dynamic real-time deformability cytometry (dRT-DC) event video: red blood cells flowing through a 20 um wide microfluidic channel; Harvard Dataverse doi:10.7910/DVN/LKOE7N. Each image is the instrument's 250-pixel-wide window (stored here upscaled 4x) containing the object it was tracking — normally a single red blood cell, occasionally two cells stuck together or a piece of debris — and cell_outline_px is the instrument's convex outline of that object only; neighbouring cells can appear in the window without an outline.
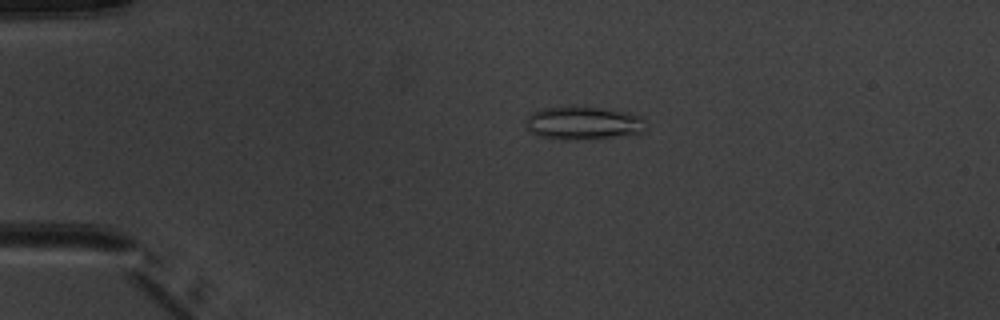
{"species": "common noctule bat (a hibernating species)", "species_latin": "Nyctalus noctula", "temperature_condition": "warm", "stored_images_in_passage": 5, "camera_frame_rate_fps": 3000, "um_per_image_px": 0.085, "animal": {"sex": "male", "body_mass_g": 20.1, "forearm_length_mm": 53.5}, "frame": {"image": 1, "passage_image": 4, "time_ms": 3.667, "image_size_px": [1000, 320], "cell_outline_px": [[648, 120], [644, 132], [636, 136], [564, 140], [560, 140], [536, 136], [528, 132], [524, 124], [528, 116], [532, 112], [544, 108], [600, 108], [628, 112], [640, 116]], "centroid_in_image_um": [49.63, 10.51], "position_along_channel_um": 35.4, "area_um2": 23.64}}